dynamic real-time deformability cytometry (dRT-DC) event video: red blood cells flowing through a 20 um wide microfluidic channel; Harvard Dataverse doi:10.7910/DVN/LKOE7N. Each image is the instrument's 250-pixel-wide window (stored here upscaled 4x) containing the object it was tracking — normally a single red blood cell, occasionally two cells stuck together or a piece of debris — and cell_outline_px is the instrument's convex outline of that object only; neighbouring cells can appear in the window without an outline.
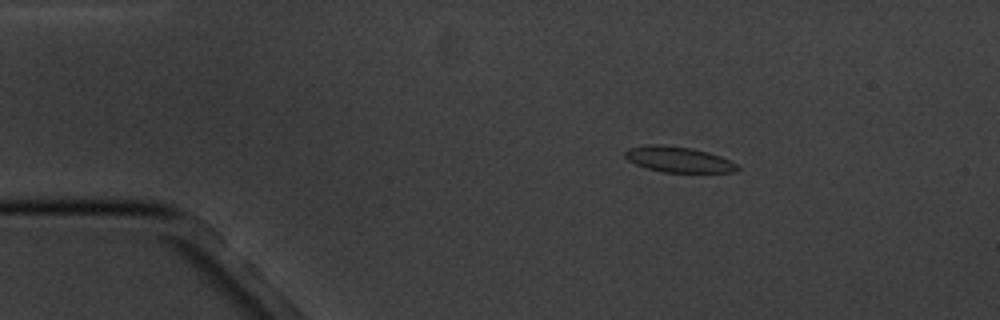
{"species": "common noctule bat (a hibernating species)", "species_latin": "Nyctalus noctula", "temperature_condition": "cold", "stored_images_in_passage": 4, "camera_frame_rate_fps": 3000, "um_per_image_px": 0.085, "animal": {"sex": "male", "body_mass_g": 20.1, "forearm_length_mm": 53.5}, "frame": {"image": 1, "passage_image": 2, "time_ms": 1.333, "image_size_px": [1000, 320], "cell_outline_px": [[740, 168], [736, 172], [664, 172], [648, 168], [636, 164], [628, 160], [624, 156], [624, 152], [628, 148], [648, 144], [660, 144], [692, 148], [708, 152], [720, 156], [736, 164]], "centroid_in_image_um": [57.65, 13.54], "position_along_channel_um": 27.4, "area_um2": 16.7}}